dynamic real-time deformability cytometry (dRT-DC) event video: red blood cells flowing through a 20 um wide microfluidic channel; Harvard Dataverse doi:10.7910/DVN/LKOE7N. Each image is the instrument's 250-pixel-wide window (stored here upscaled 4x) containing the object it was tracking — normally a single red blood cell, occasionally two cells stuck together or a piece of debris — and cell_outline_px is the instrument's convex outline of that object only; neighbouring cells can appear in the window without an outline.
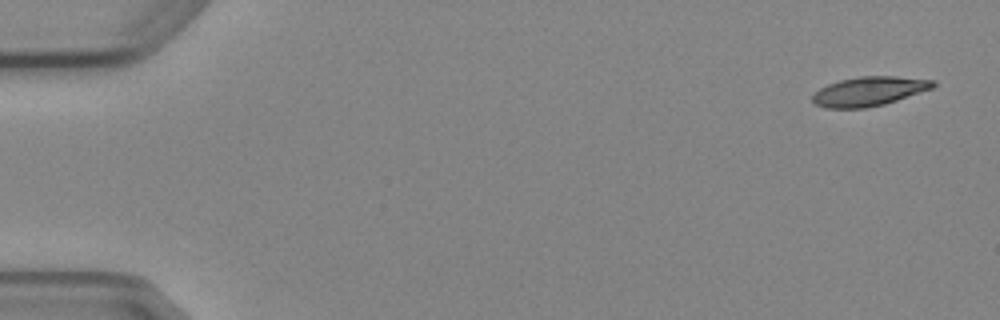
{"species": "Egyptian fruit bat (a non-hibernating species)", "species_latin": "Rousettus aegyptiacus", "temperature_condition": "cold", "stored_images_in_passage": 6, "segment_of_instrument_passage": [1, 2], "camera_frame_rate_fps": 3000, "um_per_image_px": 0.085, "animal": {"sex": "female"}, "frame": {"image": 1, "passage_image": 1, "time_ms": 0.0, "image_size_px": [1000, 320], "cell_outline_px": [[936, 84], [932, 88], [884, 104], [864, 108], [824, 108], [816, 104], [812, 100], [812, 96], [820, 88], [828, 84], [840, 80], [860, 76], [896, 76], [936, 80]], "centroid_in_image_um": [73.86, 7.75], "position_along_channel_um": 11.1, "area_um2": 20.4}}
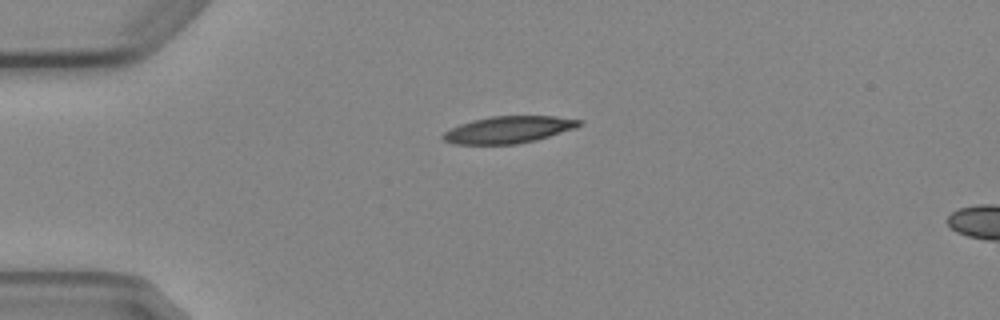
{"frame": {"image": 2, "passage_image": 4, "time_ms": 3.667, "image_size_px": [1000, 320], "cell_outline_px": [[584, 120], [576, 128], [536, 140], [516, 144], [452, 144], [444, 140], [440, 136], [444, 132], [460, 124], [472, 120], [492, 116], [556, 116]], "centroid_in_image_um": [43.23, 11.02], "position_along_channel_um": 41.8, "area_um2": 21.39}}